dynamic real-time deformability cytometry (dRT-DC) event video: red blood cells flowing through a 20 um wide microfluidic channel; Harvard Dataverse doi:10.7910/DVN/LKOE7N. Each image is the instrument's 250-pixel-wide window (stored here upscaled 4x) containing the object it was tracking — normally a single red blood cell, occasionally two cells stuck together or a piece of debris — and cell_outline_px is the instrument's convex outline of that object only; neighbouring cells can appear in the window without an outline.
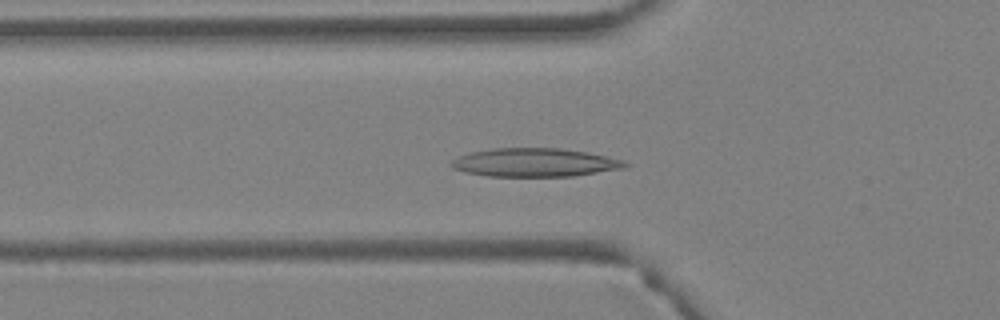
{"species": "Egyptian fruit bat (a non-hibernating species)", "species_latin": "Rousettus aegyptiacus", "temperature_condition": "warm", "stored_images_in_passage": 44, "camera_frame_rate_fps": 3000, "um_per_image_px": 0.085, "animal": {"sex": "female"}, "frame": {"image": 1, "passage_image": 16, "time_ms": 5.0, "image_size_px": [1000, 320], "cell_outline_px": [[632, 164], [624, 168], [572, 176], [488, 176], [464, 172], [452, 168], [448, 164], [452, 160], [460, 156], [472, 152], [492, 148], [560, 148], [588, 152], [624, 160]], "centroid_in_image_um": [45.47, 13.81], "position_along_channel_um": 80.3, "area_um2": 28.9}}
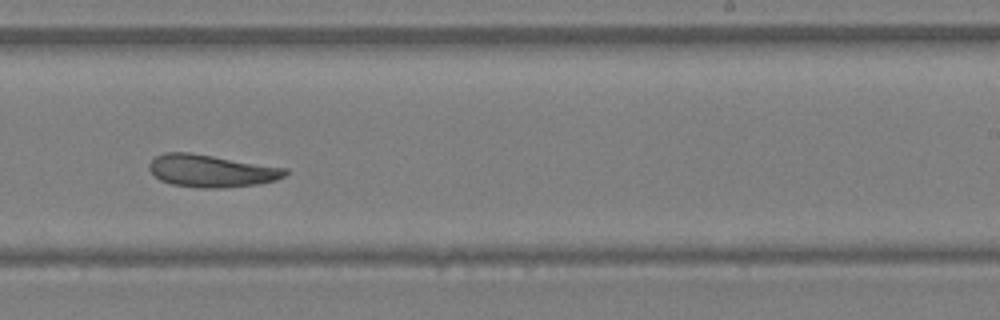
{"frame": {"image": 2, "passage_image": 28, "time_ms": 9.0, "image_size_px": [1000, 320], "cell_outline_px": [[288, 172], [284, 176], [276, 180], [256, 184], [220, 188], [200, 188], [172, 184], [160, 180], [148, 168], [148, 164], [156, 156], [164, 152], [188, 152], [288, 168]], "centroid_in_image_um": [17.95, 14.52], "position_along_channel_um": 271.0, "area_um2": 25.55}}
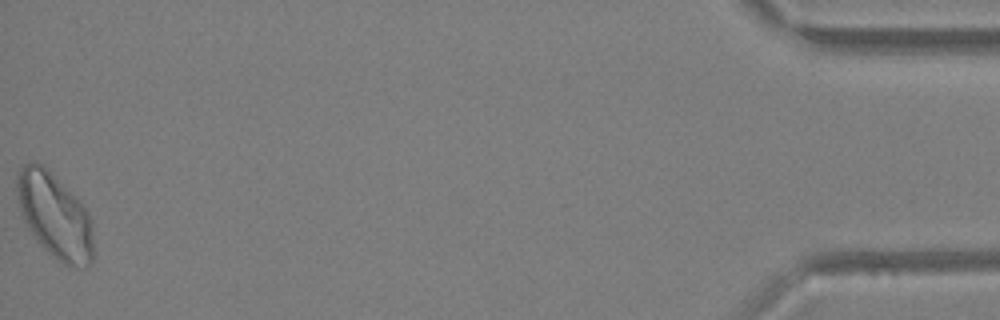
{"frame": {"image": 3, "passage_image": 44, "time_ms": 14.333, "image_size_px": [1000, 320], "cell_outline_px": [[92, 264], [84, 268], [76, 268], [64, 264], [48, 252], [40, 244], [28, 228], [20, 212], [16, 192], [16, 172], [24, 164], [44, 164], [48, 168], [88, 212], [92, 224]], "centroid_in_image_um": [4.63, 18.35], "position_along_channel_um": 430.6, "area_um2": 37.69}, "authors_computed_cell_mechanics": {"area_um2": 28.7555, "velocity_mm_per_s": 4.7835, "shape_relaxation_time_tau1_ms": 7.2779, "shape_relaxation_time_tau2_ms": null, "deformation_change_tau1": 0.195, "deformation_change_tau2": null}}